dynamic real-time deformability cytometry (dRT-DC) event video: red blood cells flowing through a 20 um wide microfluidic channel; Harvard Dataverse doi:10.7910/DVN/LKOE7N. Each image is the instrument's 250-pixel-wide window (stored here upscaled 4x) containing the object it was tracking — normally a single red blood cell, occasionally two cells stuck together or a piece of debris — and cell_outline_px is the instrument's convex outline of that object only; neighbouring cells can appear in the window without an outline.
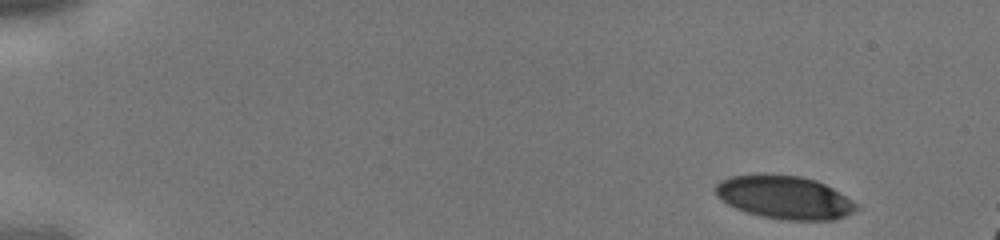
{"species": "human", "species_latin": "Homo sapiens", "temperature_condition": "cold", "stored_images_in_passage": 6, "camera_frame_rate_fps": 3000, "um_per_image_px": 0.085, "donor": {"sex": "male"}, "frame": {"image": 1, "passage_image": 1, "time_ms": 0.0, "image_size_px": [1000, 240], "cell_outline_px": [[860, 208], [844, 216], [832, 220], [784, 220], [760, 216], [744, 212], [728, 204], [716, 196], [716, 184], [720, 180], [732, 176], [764, 172], [800, 176], [816, 180], [840, 192], [860, 204]], "centroid_in_image_um": [66.68, 16.76], "position_along_channel_um": 18.3, "area_um2": 36.01}}